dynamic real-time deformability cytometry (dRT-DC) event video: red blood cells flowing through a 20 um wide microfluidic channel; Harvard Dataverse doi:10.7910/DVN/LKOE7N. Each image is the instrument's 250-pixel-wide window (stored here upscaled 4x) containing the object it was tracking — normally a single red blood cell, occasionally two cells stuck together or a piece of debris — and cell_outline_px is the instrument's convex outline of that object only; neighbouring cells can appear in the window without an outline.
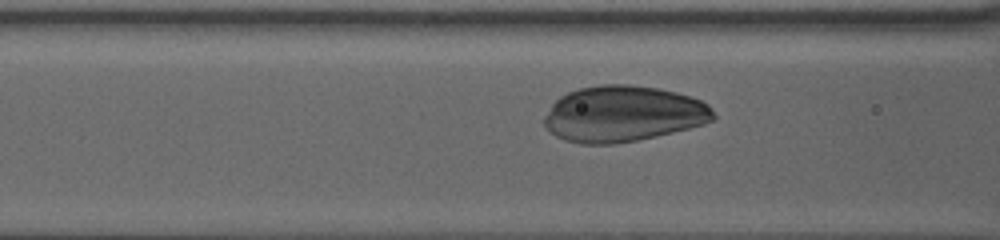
{"species": "human", "species_latin": "Homo sapiens", "temperature_condition": "warm", "stored_images_in_passage": 39, "camera_frame_rate_fps": 3000, "um_per_image_px": 0.085, "donor": {"sex": "female"}, "frame": {"image": 1, "passage_image": 6, "time_ms": 1.667, "image_size_px": [1000, 240], "cell_outline_px": [[716, 116], [712, 120], [704, 124], [656, 136], [636, 140], [612, 144], [580, 144], [564, 140], [556, 136], [544, 124], [544, 116], [552, 104], [560, 96], [568, 92], [580, 88], [600, 84], [628, 84], [656, 88], [676, 92], [700, 100], [708, 104], [712, 108]], "centroid_in_image_um": [52.96, 9.67], "position_along_channel_um": 113.6, "area_um2": 55.03}}
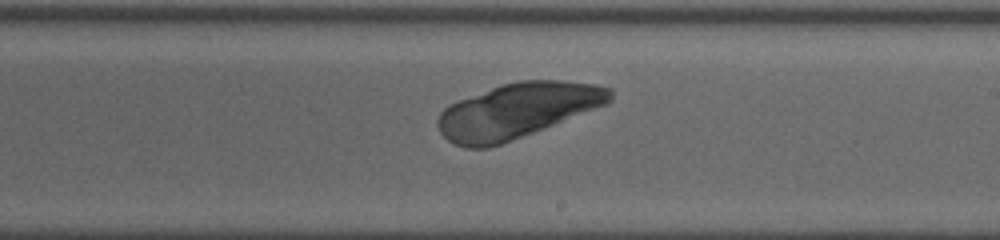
{"frame": {"image": 2, "passage_image": 20, "time_ms": 6.333, "image_size_px": [1000, 240], "cell_outline_px": [[612, 100], [608, 104], [512, 140], [488, 148], [468, 148], [456, 144], [448, 140], [440, 132], [436, 124], [436, 120], [440, 112], [448, 104], [500, 84], [516, 80], [564, 80], [596, 84], [612, 88]], "centroid_in_image_um": [43.97, 9.39], "position_along_channel_um": 245.0, "area_um2": 55.31}}
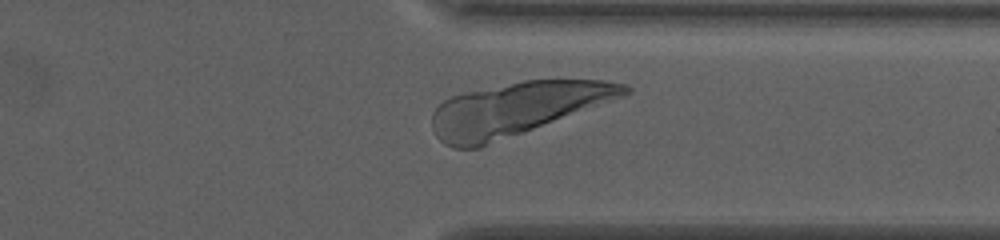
{"frame": {"image": 3, "passage_image": 33, "time_ms": 10.667, "image_size_px": [1000, 240], "cell_outline_px": [[632, 92], [624, 96], [480, 148], [452, 148], [444, 144], [436, 136], [432, 128], [432, 112], [444, 100], [452, 96], [464, 92], [524, 80], [604, 80], [624, 84], [632, 88]], "centroid_in_image_um": [43.88, 9.26], "position_along_channel_um": 367.5, "area_um2": 59.3}}